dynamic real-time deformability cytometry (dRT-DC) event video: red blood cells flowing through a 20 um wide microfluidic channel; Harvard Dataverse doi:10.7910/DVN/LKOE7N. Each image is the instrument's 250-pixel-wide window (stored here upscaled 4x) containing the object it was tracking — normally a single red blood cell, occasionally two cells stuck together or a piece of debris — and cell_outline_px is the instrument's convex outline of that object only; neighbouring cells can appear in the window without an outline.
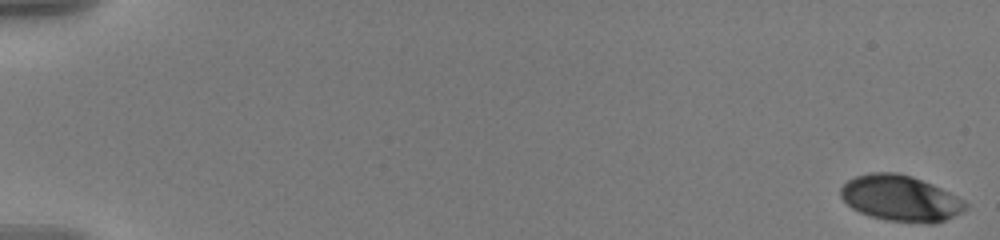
{"species": "human", "species_latin": "Homo sapiens", "temperature_condition": "warm", "stored_images_in_passage": 58, "camera_frame_rate_fps": 3000, "um_per_image_px": 0.085, "donor": {"sex": "male"}, "frame": {"image": 1, "passage_image": 1, "time_ms": 0.0, "image_size_px": [1000, 240], "cell_outline_px": [[968, 208], [936, 224], [928, 224], [884, 220], [860, 212], [852, 208], [840, 196], [840, 188], [848, 180], [856, 176], [872, 172], [896, 172], [912, 176], [932, 184], [964, 200], [968, 204]], "centroid_in_image_um": [76.54, 16.86], "position_along_channel_um": 8.5, "area_um2": 33.35}}
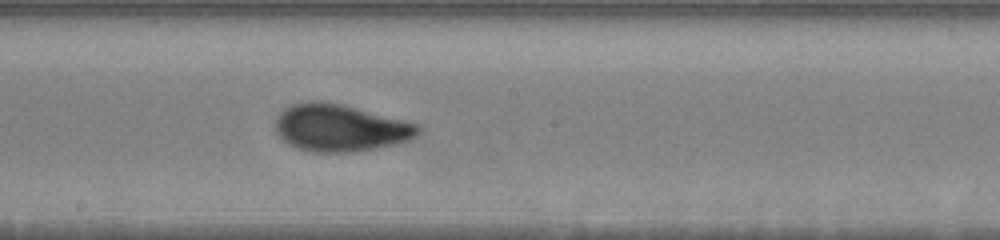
{"frame": {"image": 2, "passage_image": 34, "time_ms": 11.0, "image_size_px": [1000, 240], "cell_outline_px": [[420, 132], [416, 136], [408, 140], [396, 144], [376, 148], [352, 152], [312, 152], [288, 144], [276, 132], [276, 116], [284, 108], [292, 104], [312, 100], [324, 100], [420, 124]], "centroid_in_image_um": [28.91, 10.86], "position_along_channel_um": 219.3, "area_um2": 39.13}}
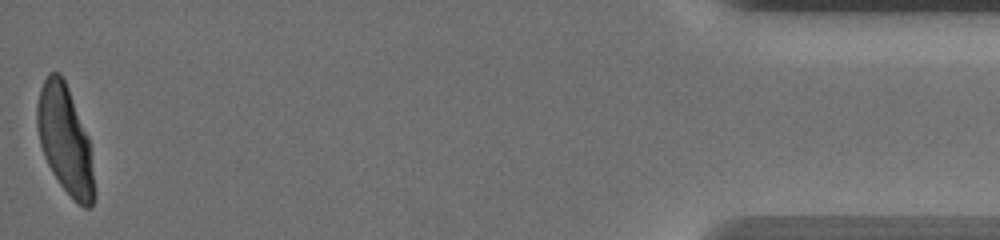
{"frame": {"image": 3, "passage_image": 58, "time_ms": 19.0, "image_size_px": [1000, 240], "cell_outline_px": [[96, 196], [92, 204], [88, 208], [84, 208], [60, 184], [52, 172], [44, 156], [40, 144], [36, 128], [36, 104], [40, 88], [48, 72], [60, 72], [68, 88], [88, 136], [96, 192]], "centroid_in_image_um": [5.52, 11.87], "position_along_channel_um": 429.7, "area_um2": 35.84}, "authors_computed_cell_mechanics": {"area_um2": 35.9227, "velocity_mm_per_s": 3.5939, "shape_relaxation_time_tau1_ms": 3.9694, "shape_relaxation_time_tau2_ms": 0.8076, "deformation_change_tau1": 0.169, "deformation_change_tau2": 0.056}}